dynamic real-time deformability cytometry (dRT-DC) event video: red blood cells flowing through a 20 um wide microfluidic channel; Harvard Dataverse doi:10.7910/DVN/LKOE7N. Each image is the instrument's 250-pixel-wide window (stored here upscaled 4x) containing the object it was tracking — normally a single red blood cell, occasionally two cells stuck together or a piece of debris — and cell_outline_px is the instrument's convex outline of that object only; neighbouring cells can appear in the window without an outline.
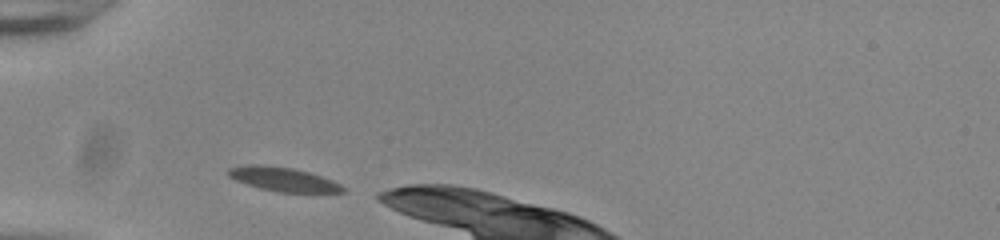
{"species": "common noctule bat (a hibernating species)", "species_latin": "Nyctalus noctula", "temperature_condition": "room temperature", "stored_images_in_passage": 5, "camera_frame_rate_fps": 3000, "um_per_image_px": 0.085, "animal": {"sex": "male", "body_mass_g": 20.0, "forearm_length_mm": 53.3}, "frame": {"image": 1, "passage_image": 1, "time_ms": 0.0, "image_size_px": [1000, 240], "cell_outline_px": [[344, 192], [280, 192], [260, 188], [236, 180], [228, 176], [228, 168], [244, 164], [260, 164], [292, 168], [308, 172], [332, 180], [340, 184], [344, 188]], "centroid_in_image_um": [24.03, 15.22], "position_along_channel_um": 61.0, "area_um2": 15.84}}